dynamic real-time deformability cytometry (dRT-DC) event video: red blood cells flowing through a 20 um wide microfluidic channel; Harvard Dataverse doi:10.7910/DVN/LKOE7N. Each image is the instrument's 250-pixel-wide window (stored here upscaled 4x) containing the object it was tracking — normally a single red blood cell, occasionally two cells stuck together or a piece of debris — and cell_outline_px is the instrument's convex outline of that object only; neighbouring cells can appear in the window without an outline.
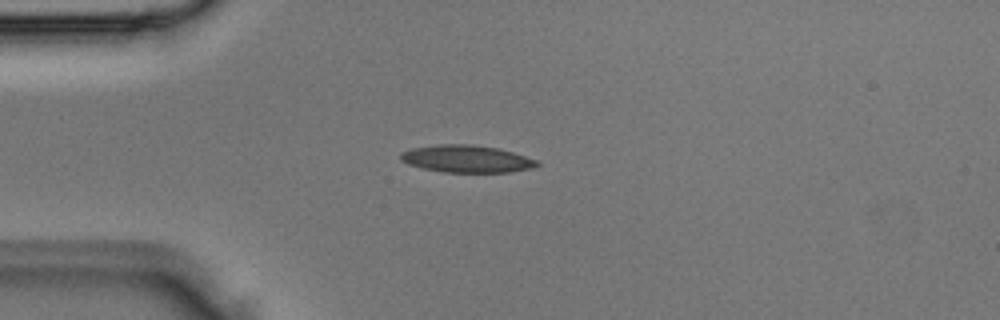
{"species": "Egyptian fruit bat (a non-hibernating species)", "species_latin": "Rousettus aegyptiacus", "temperature_condition": "room temperature", "stored_images_in_passage": 2, "camera_frame_rate_fps": 3000, "um_per_image_px": 0.085, "animal": {"sex": "male"}, "frame": {"image": 1, "passage_image": 2, "time_ms": 0.333, "image_size_px": [1000, 320], "cell_outline_px": [[540, 164], [532, 168], [508, 172], [444, 172], [424, 168], [408, 164], [400, 160], [400, 152], [412, 148], [440, 144], [472, 144], [496, 148], [512, 152], [540, 160]], "centroid_in_image_um": [39.67, 13.5], "position_along_channel_um": 45.3, "area_um2": 21.68}}